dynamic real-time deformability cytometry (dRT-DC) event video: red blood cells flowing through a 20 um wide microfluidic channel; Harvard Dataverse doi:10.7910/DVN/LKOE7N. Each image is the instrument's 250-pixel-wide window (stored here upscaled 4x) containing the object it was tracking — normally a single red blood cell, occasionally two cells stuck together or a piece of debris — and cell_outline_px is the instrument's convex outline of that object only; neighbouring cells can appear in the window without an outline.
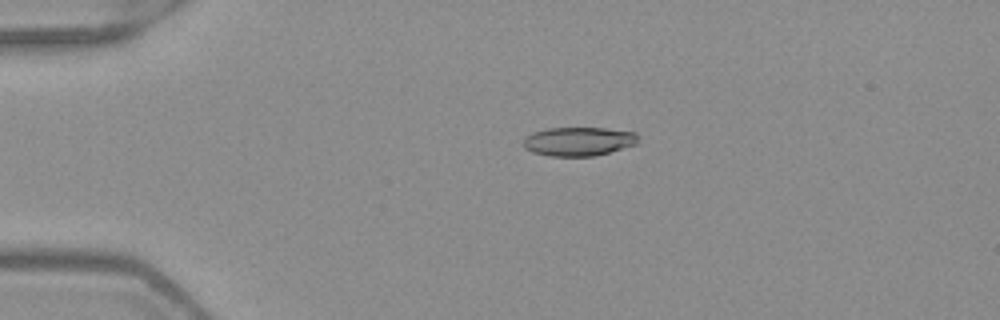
{"species": "Egyptian fruit bat (a non-hibernating species)", "species_latin": "Rousettus aegyptiacus", "temperature_condition": "warm", "stored_images_in_passage": 41, "camera_frame_rate_fps": 3000, "um_per_image_px": 0.085, "frame": {"image": 1, "passage_image": 1, "time_ms": 0.0, "image_size_px": [1000, 320], "cell_outline_px": [[636, 144], [596, 156], [548, 156], [532, 152], [524, 148], [520, 140], [524, 136], [532, 132], [548, 128], [604, 128], [636, 132]], "centroid_in_image_um": [49.09, 12.02], "position_along_channel_um": 35.9, "area_um2": 19.48}}
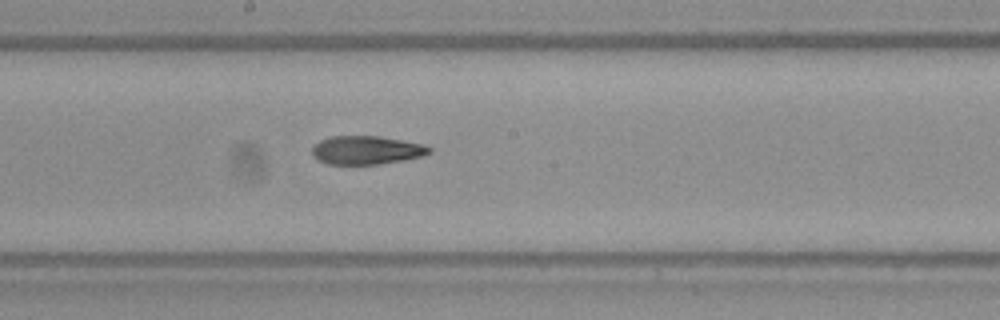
{"frame": {"image": 2, "passage_image": 18, "time_ms": 5.667, "image_size_px": [1000, 320], "cell_outline_px": [[432, 152], [420, 156], [404, 160], [376, 164], [328, 164], [316, 160], [312, 156], [312, 148], [320, 140], [328, 136], [380, 136], [424, 144], [432, 148]], "centroid_in_image_um": [31.13, 12.75], "position_along_channel_um": 217.1, "area_um2": 19.54}}
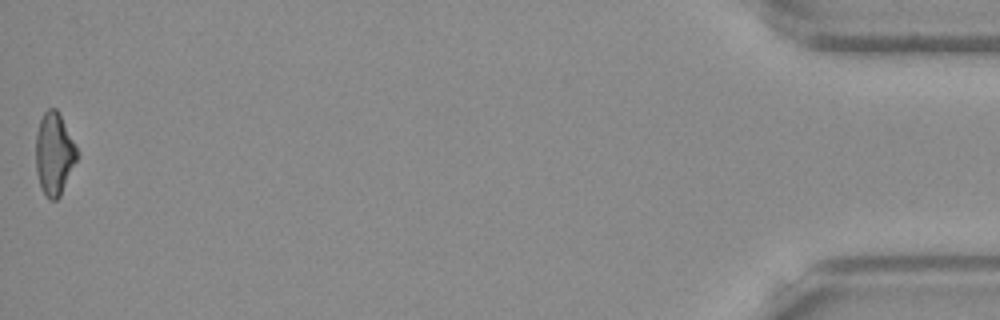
{"frame": {"image": 3, "passage_image": 41, "time_ms": 13.333, "image_size_px": [1000, 320], "cell_outline_px": [[80, 156], [60, 196], [56, 200], [48, 200], [40, 184], [36, 172], [36, 132], [40, 120], [44, 112], [48, 108], [56, 108], [60, 112], [80, 152]], "centroid_in_image_um": [4.65, 13.05], "position_along_channel_um": 430.6, "area_um2": 20.29}, "authors_computed_cell_mechanics": {"area_um2": 20.0566, "velocity_mm_per_s": 3.9904, "shape_relaxation_time_tau1_ms": null, "shape_relaxation_time_tau2_ms": 3.4651, "deformation_change_tau1": null, "deformation_change_tau2": 0.1259}}